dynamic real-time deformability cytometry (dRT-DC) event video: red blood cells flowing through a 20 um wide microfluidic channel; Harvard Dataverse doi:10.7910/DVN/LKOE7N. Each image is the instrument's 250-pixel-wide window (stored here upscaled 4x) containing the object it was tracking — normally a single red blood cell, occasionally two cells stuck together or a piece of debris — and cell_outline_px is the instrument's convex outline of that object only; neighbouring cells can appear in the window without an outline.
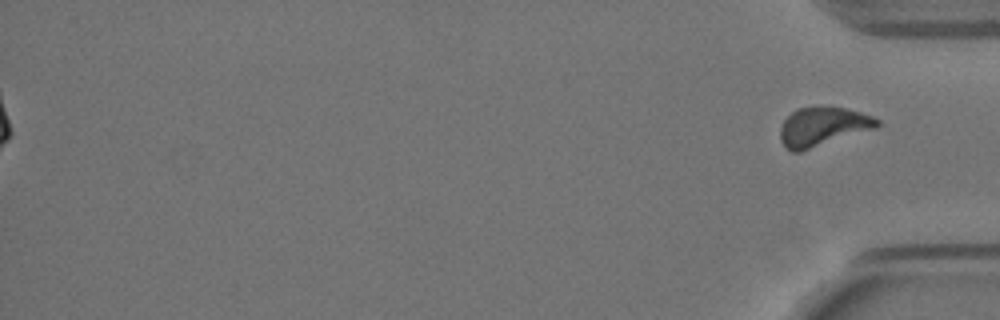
{"species": "Egyptian fruit bat (a non-hibernating species)", "species_latin": "Rousettus aegyptiacus", "temperature_condition": "warm", "stored_images_in_passage": 45, "segment_of_instrument_passage": [2, 2], "camera_frame_rate_fps": 3000, "um_per_image_px": 0.085, "animal": {"sex": "female"}, "frame": {"image": 1, "passage_image": 45, "time_ms": 14.667, "image_size_px": [1000, 320], "cell_outline_px": [[880, 124], [876, 128], [800, 152], [792, 152], [784, 148], [780, 140], [780, 128], [784, 120], [796, 108], [844, 108], [860, 112], [872, 116], [880, 120]], "centroid_in_image_um": [69.91, 10.8], "position_along_channel_um": 365.3, "area_um2": 21.79}}